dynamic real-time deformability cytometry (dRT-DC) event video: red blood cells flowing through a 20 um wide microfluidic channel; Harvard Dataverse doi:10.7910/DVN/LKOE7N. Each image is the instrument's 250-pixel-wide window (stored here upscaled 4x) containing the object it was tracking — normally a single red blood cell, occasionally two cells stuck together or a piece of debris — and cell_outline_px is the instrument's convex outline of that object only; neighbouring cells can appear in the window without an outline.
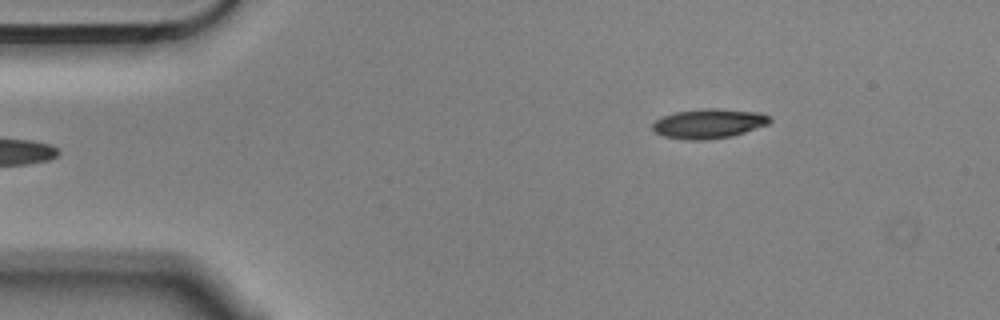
{"species": "Egyptian fruit bat (a non-hibernating species)", "species_latin": "Rousettus aegyptiacus", "temperature_condition": "cold", "stored_images_in_passage": 2, "camera_frame_rate_fps": 3000, "um_per_image_px": 0.085, "animal": {"sex": "male"}, "frame": {"image": 1, "passage_image": 2, "time_ms": 0.333, "image_size_px": [1000, 320], "cell_outline_px": [[772, 120], [768, 124], [732, 136], [708, 140], [684, 140], [664, 136], [656, 132], [652, 128], [652, 124], [656, 120], [664, 116], [676, 112], [708, 108], [716, 108], [760, 112], [768, 116]], "centroid_in_image_um": [60.25, 10.51], "position_along_channel_um": 24.8, "area_um2": 20.11}}